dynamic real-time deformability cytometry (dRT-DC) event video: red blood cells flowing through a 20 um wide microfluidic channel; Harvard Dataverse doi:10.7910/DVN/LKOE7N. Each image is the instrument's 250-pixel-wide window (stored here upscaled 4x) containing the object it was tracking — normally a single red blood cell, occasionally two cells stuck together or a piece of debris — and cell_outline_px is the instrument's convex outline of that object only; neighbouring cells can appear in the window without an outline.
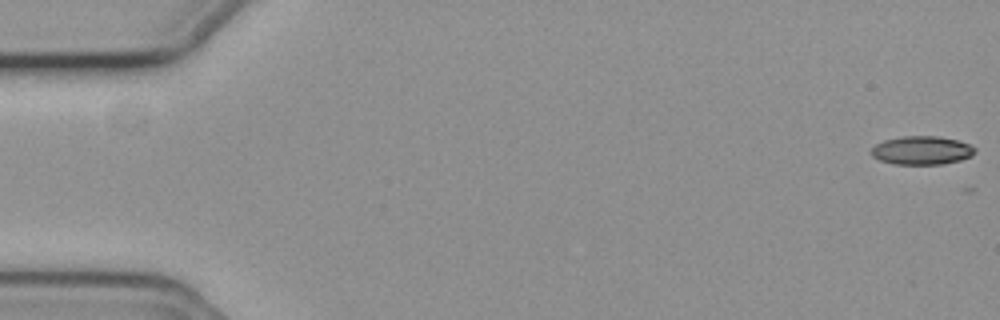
{"species": "common noctule bat (a hibernating species)", "species_latin": "Nyctalus noctula", "temperature_condition": "cold", "stored_images_in_passage": 2, "camera_frame_rate_fps": 3000, "um_per_image_px": 0.085, "animal": {"sex": "female", "body_mass_g": 19.3, "forearm_length_mm": 54.1}, "frame": {"image": 1, "passage_image": 1, "time_ms": 0.0, "image_size_px": [1000, 320], "cell_outline_px": [[976, 152], [972, 156], [960, 160], [944, 164], [892, 164], [880, 160], [872, 156], [868, 152], [876, 144], [884, 140], [904, 136], [936, 136], [956, 140], [968, 144], [976, 148]], "centroid_in_image_um": [78.33, 12.79], "position_along_channel_um": 6.7, "area_um2": 17.28}}